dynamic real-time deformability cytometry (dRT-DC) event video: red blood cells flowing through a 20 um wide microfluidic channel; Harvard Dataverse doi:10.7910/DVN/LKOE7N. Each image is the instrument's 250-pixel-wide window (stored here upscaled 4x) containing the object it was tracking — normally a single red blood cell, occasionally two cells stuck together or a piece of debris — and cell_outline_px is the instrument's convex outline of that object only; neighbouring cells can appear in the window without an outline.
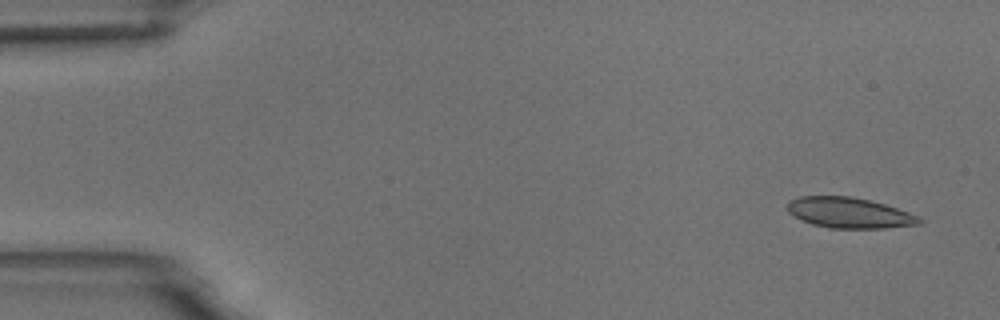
{"species": "common noctule bat (a hibernating species)", "species_latin": "Nyctalus noctula", "temperature_condition": "room temperature", "stored_images_in_passage": 5, "segment_of_instrument_passage": [1, 2], "camera_frame_rate_fps": 3000, "um_per_image_px": 0.085, "animal": {"sex": "male", "body_mass_g": 18.8}, "frame": {"image": 1, "passage_image": 1, "time_ms": 0.0, "image_size_px": [1000, 320], "cell_outline_px": [[924, 220], [920, 224], [888, 228], [828, 228], [812, 224], [800, 220], [788, 212], [788, 204], [792, 200], [800, 196], [852, 196], [884, 204], [920, 216]], "centroid_in_image_um": [72.21, 18.1], "position_along_channel_um": 12.8, "area_um2": 23.52}}
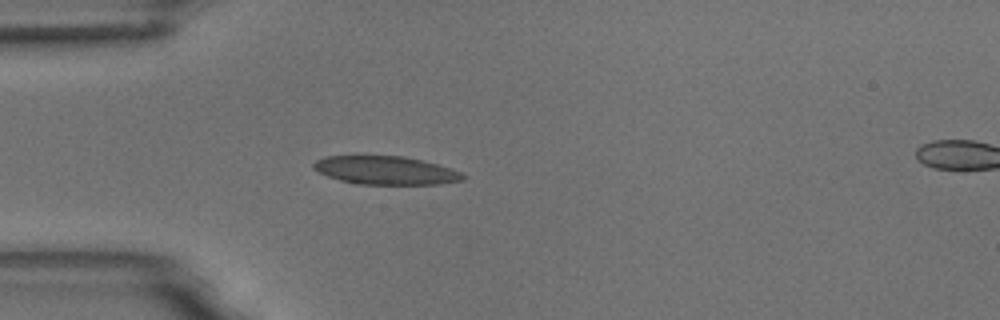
{"frame": {"image": 2, "passage_image": 4, "time_ms": 4.0, "image_size_px": [1000, 320], "cell_outline_px": [[468, 176], [464, 180], [440, 184], [356, 184], [340, 180], [328, 176], [312, 168], [312, 164], [316, 160], [324, 156], [404, 156], [452, 168]], "centroid_in_image_um": [32.8, 14.48], "position_along_channel_um": 52.2, "area_um2": 24.68}}